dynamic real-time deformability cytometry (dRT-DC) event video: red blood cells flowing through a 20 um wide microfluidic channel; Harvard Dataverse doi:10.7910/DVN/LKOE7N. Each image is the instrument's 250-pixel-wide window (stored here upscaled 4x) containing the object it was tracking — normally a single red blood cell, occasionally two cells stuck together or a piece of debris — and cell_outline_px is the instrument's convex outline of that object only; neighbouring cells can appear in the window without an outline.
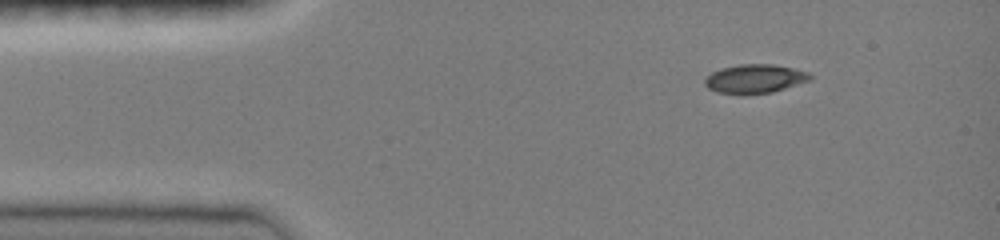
{"species": "common noctule bat (a hibernating species)", "species_latin": "Nyctalus noctula", "temperature_condition": "room temperature", "stored_images_in_passage": 42, "camera_frame_rate_fps": 3000, "um_per_image_px": 0.085, "animal": {"sex": "female", "body_mass_g": 19.0, "forearm_length_mm": 51.5}, "frame": {"image": 1, "passage_image": 1, "time_ms": 0.0, "image_size_px": [1000, 240], "cell_outline_px": [[812, 76], [808, 80], [772, 92], [740, 96], [716, 92], [708, 88], [704, 84], [704, 80], [712, 72], [720, 68], [740, 64], [772, 64], [792, 68], [808, 72]], "centroid_in_image_um": [64.09, 6.71], "position_along_channel_um": 20.9, "area_um2": 17.8}}
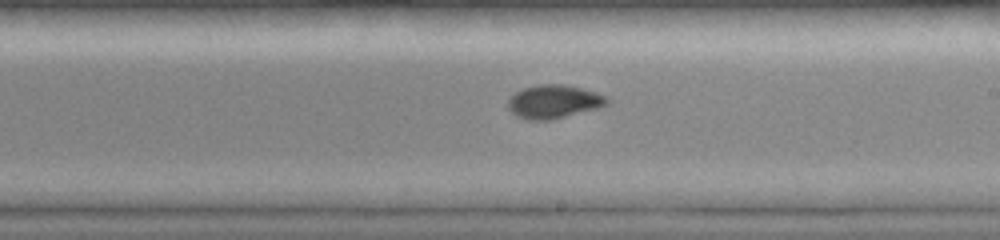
{"frame": {"image": 2, "passage_image": 22, "time_ms": 7.0, "image_size_px": [1000, 240], "cell_outline_px": [[608, 104], [600, 108], [552, 120], [528, 120], [516, 116], [508, 108], [508, 100], [516, 92], [524, 88], [540, 84], [564, 84], [596, 92], [608, 96]], "centroid_in_image_um": [47.1, 8.65], "position_along_channel_um": 241.9, "area_um2": 19.42}}
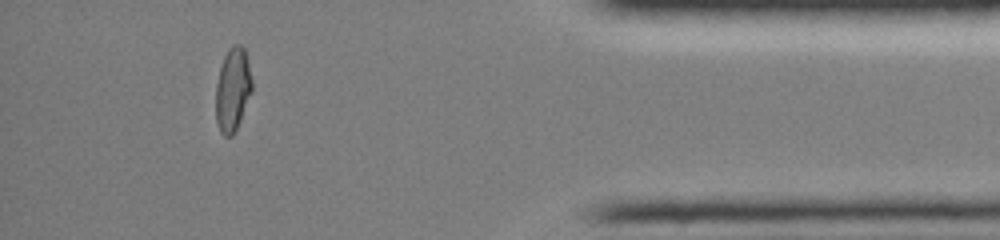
{"frame": {"image": 3, "passage_image": 37, "time_ms": 12.0, "image_size_px": [1000, 240], "cell_outline_px": [[252, 92], [240, 120], [232, 136], [224, 136], [220, 132], [216, 124], [216, 84], [220, 68], [224, 56], [228, 48], [232, 44], [240, 44], [244, 48], [252, 80]], "centroid_in_image_um": [19.77, 7.61], "position_along_channel_um": 415.4, "area_um2": 17.63}, "authors_computed_cell_mechanics": {"area_um2": 18.1781, "velocity_mm_per_s": 4.0913, "shape_relaxation_time_tau1_ms": 7.9268, "shape_relaxation_time_tau2_ms": 1.126, "deformation_change_tau1": 0.2376, "deformation_change_tau2": 0.0443}}